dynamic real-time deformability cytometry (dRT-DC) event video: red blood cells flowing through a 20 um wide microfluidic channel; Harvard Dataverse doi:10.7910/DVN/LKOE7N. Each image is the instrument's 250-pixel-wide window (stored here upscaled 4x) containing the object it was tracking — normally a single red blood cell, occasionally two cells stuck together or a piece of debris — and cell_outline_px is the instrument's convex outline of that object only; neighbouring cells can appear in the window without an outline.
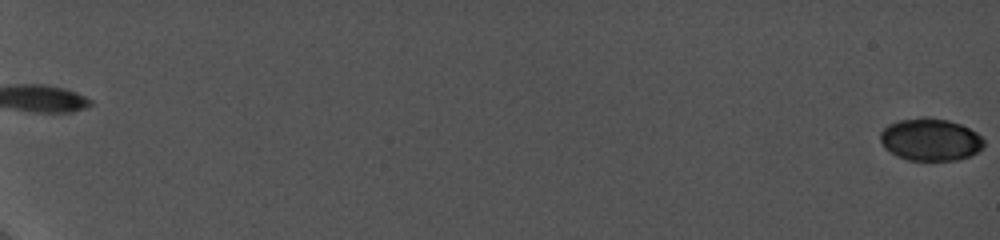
{"species": "common noctule bat (a hibernating species)", "species_latin": "Nyctalus noctula", "temperature_condition": "cold", "stored_images_in_passage": 26, "camera_frame_rate_fps": 5000, "um_per_image_px": 0.085, "animal": {"sex": "female", "body_mass_g": 19.0, "forearm_length_mm": 56.7}, "frame": {"image": 1, "passage_image": 1, "time_ms": 0.0, "image_size_px": [1000, 240], "cell_outline_px": [[984, 144], [976, 152], [968, 156], [956, 160], [908, 160], [896, 156], [884, 148], [880, 140], [880, 132], [888, 124], [900, 120], [920, 116], [924, 116], [948, 120], [960, 124], [976, 132], [984, 140]], "centroid_in_image_um": [79.04, 11.85], "position_along_channel_um": 6.0, "area_um2": 25.61}}
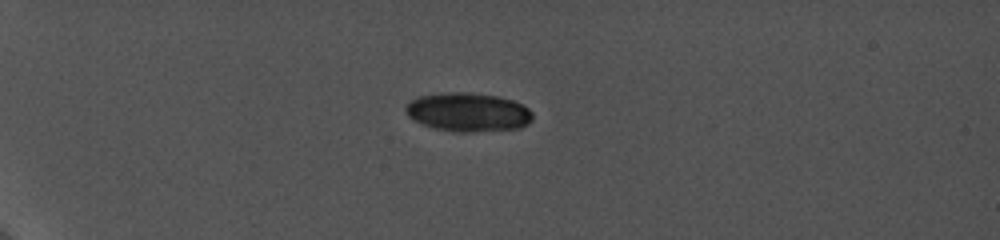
{"frame": {"image": 2, "passage_image": 19, "time_ms": 6.6, "image_size_px": [1000, 240], "cell_outline_px": [[532, 120], [528, 124], [520, 128], [472, 132], [456, 132], [436, 128], [412, 120], [408, 116], [404, 108], [412, 100], [420, 96], [448, 92], [468, 92], [496, 96], [512, 100], [524, 104], [532, 112]], "centroid_in_image_um": [39.81, 9.53], "position_along_channel_um": 45.2, "area_um2": 28.67}}